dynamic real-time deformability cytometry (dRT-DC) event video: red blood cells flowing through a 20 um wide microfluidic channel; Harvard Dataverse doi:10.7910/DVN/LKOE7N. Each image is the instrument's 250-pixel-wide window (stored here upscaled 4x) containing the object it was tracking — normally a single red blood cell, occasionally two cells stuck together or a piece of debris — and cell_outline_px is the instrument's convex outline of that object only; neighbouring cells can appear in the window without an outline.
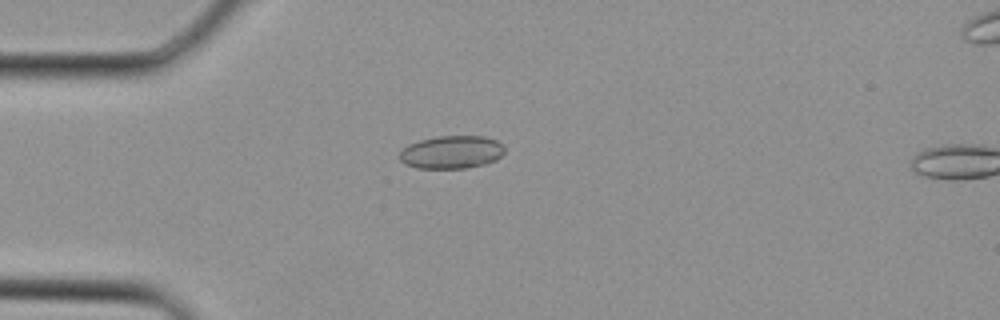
{"species": "Egyptian fruit bat (a non-hibernating species)", "species_latin": "Rousettus aegyptiacus", "temperature_condition": "cold", "stored_images_in_passage": 4, "camera_frame_rate_fps": 3000, "um_per_image_px": 0.085, "animal": {"sex": "female"}, "frame": {"image": 1, "passage_image": 3, "time_ms": 0.667, "image_size_px": [1000, 320], "cell_outline_px": [[504, 152], [496, 160], [484, 164], [468, 168], [416, 168], [404, 164], [400, 160], [400, 152], [408, 144], [420, 140], [436, 136], [484, 136], [496, 140], [504, 144]], "centroid_in_image_um": [38.39, 12.93], "position_along_channel_um": 46.6, "area_um2": 20.29}}